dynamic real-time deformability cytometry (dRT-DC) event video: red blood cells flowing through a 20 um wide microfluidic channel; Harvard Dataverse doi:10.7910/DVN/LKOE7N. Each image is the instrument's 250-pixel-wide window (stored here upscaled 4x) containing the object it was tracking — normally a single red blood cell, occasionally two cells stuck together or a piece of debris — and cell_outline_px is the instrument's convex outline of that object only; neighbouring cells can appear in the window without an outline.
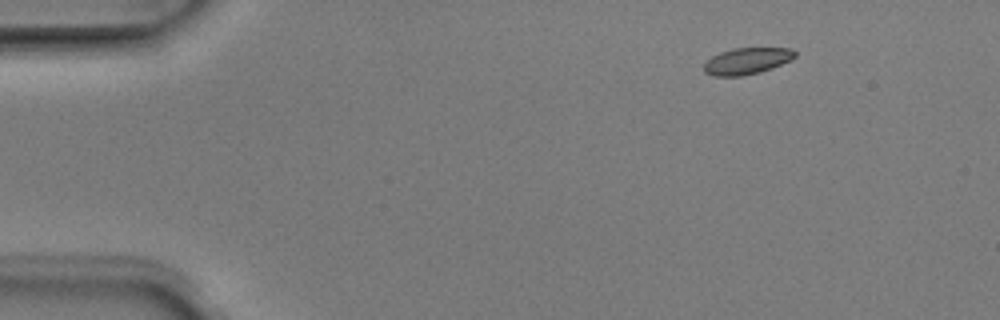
{"species": "Egyptian fruit bat (a non-hibernating species)", "species_latin": "Rousettus aegyptiacus", "temperature_condition": "room temperature", "stored_images_in_passage": 3, "camera_frame_rate_fps": 3000, "um_per_image_px": 0.085, "animal": {"sex": "male"}, "frame": {"image": 1, "passage_image": 2, "time_ms": 0.333, "image_size_px": [1000, 320], "cell_outline_px": [[796, 56], [792, 60], [772, 68], [760, 72], [740, 76], [712, 76], [704, 72], [704, 64], [712, 56], [720, 52], [732, 48], [792, 48], [796, 52]], "centroid_in_image_um": [63.5, 5.18], "position_along_channel_um": 21.5, "area_um2": 14.16}}